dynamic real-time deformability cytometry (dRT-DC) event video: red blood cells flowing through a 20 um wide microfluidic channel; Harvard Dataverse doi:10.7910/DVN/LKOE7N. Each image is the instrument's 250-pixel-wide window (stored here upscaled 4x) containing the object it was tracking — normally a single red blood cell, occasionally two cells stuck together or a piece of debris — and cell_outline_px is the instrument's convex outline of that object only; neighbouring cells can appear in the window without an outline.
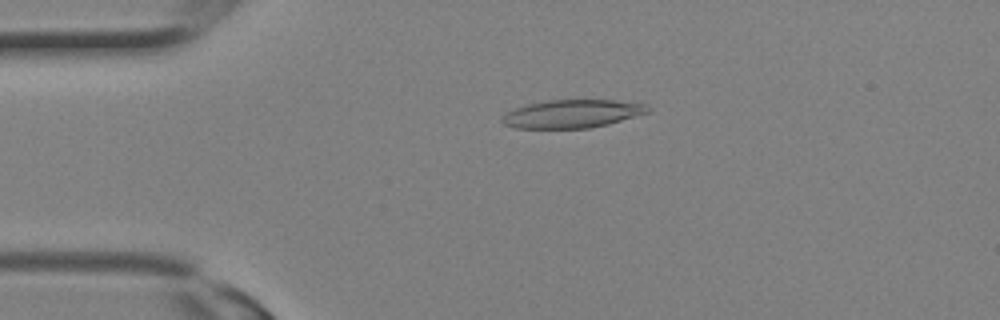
{"species": "Egyptian fruit bat (a non-hibernating species)", "species_latin": "Rousettus aegyptiacus", "temperature_condition": "room temperature", "stored_images_in_passage": 10, "camera_frame_rate_fps": 3000, "um_per_image_px": 0.085, "animal": {"sex": "female"}, "frame": {"image": 1, "passage_image": 6, "time_ms": 1.667, "image_size_px": [1000, 320], "cell_outline_px": [[652, 108], [648, 112], [608, 124], [588, 128], [516, 128], [504, 124], [500, 120], [508, 112], [516, 108], [528, 104], [548, 100], [616, 100], [644, 104]], "centroid_in_image_um": [48.65, 9.67], "position_along_channel_um": 36.4, "area_um2": 23.64}}
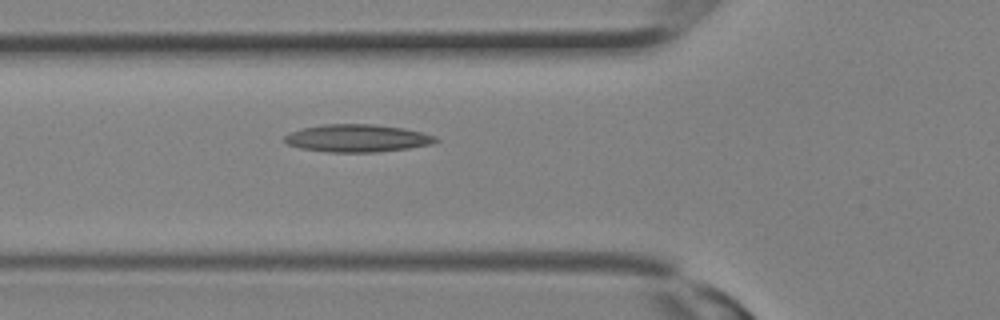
{"frame": {"image": 2, "passage_image": 10, "time_ms": 3.0, "image_size_px": [1000, 320], "cell_outline_px": [[440, 140], [432, 144], [408, 148], [376, 152], [328, 152], [300, 148], [288, 144], [284, 140], [284, 136], [292, 132], [304, 128], [324, 124], [372, 124], [404, 128], [436, 136]], "centroid_in_image_um": [30.39, 11.75], "position_along_channel_um": 95.4, "area_um2": 24.16}}